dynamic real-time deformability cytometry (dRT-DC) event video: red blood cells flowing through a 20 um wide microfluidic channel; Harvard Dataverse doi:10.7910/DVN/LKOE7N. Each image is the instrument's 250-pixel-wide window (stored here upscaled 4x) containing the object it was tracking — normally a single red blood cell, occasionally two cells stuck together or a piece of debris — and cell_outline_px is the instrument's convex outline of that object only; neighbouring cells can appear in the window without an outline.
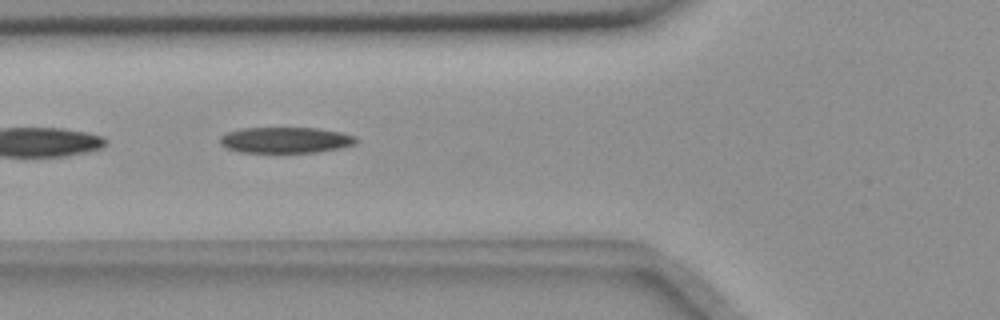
{"species": "common noctule bat (a hibernating species)", "species_latin": "Nyctalus noctula", "temperature_condition": "room temperature", "stored_images_in_passage": 10, "camera_frame_rate_fps": 3000, "um_per_image_px": 0.085, "animal": {"sex": "female", "body_mass_g": 18.4}, "frame": {"image": 1, "passage_image": 4, "time_ms": 1.0, "image_size_px": [1000, 320], "cell_outline_px": [[360, 140], [356, 144], [316, 152], [240, 152], [228, 148], [220, 144], [220, 136], [228, 132], [240, 128], [316, 128], [340, 132], [356, 136]], "centroid_in_image_um": [24.28, 11.9], "position_along_channel_um": 101.5, "area_um2": 20.46}}